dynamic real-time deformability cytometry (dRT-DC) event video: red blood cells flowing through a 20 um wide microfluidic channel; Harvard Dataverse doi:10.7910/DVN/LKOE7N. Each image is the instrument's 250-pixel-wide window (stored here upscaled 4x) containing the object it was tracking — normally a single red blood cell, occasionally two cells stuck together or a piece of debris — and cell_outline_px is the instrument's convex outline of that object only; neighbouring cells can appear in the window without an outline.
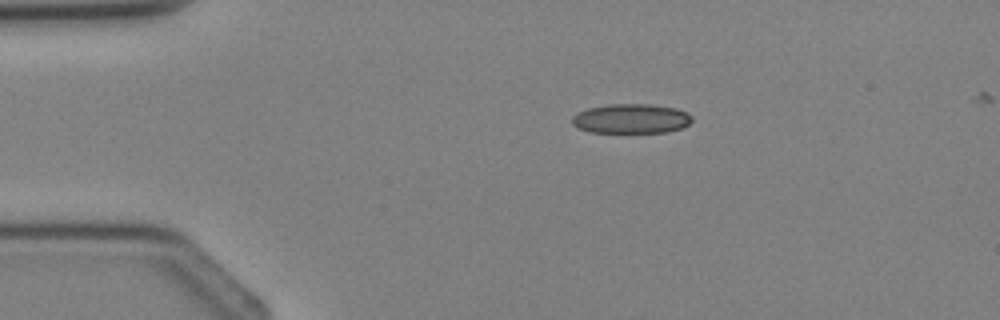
{"species": "Egyptian fruit bat (a non-hibernating species)", "species_latin": "Rousettus aegyptiacus", "temperature_condition": "cold", "stored_images_in_passage": 2, "camera_frame_rate_fps": 3000, "um_per_image_px": 0.085, "animal": {"sex": "female"}, "frame": {"image": 1, "passage_image": 1, "time_ms": 0.0, "image_size_px": [1000, 320], "cell_outline_px": [[692, 120], [688, 124], [680, 128], [668, 132], [588, 132], [572, 124], [572, 116], [576, 112], [588, 108], [608, 104], [652, 104], [676, 108], [688, 112], [692, 116]], "centroid_in_image_um": [53.64, 10.07], "position_along_channel_um": 31.4, "area_um2": 20.75}}